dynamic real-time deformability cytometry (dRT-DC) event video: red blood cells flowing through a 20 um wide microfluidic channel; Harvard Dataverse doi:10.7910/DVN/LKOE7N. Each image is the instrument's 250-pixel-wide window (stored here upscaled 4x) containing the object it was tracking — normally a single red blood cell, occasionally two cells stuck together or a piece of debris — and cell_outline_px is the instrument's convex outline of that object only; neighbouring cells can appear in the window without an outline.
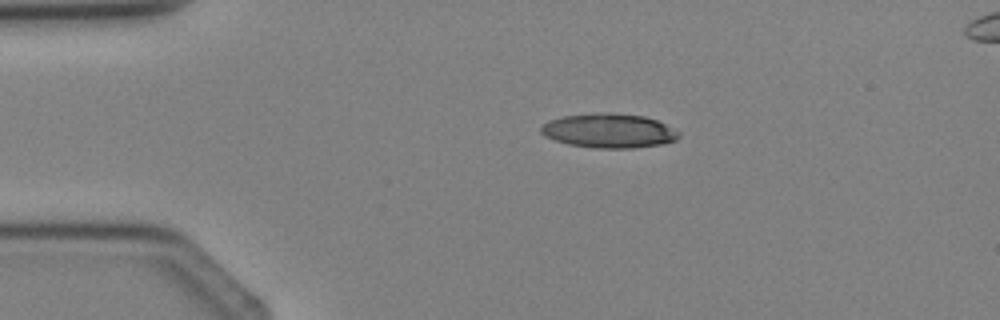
{"species": "Egyptian fruit bat (a non-hibernating species)", "species_latin": "Rousettus aegyptiacus", "temperature_condition": "cold", "stored_images_in_passage": 3, "camera_frame_rate_fps": 3000, "um_per_image_px": 0.085, "animal": {"sex": "female"}, "frame": {"image": 1, "passage_image": 2, "time_ms": 1.333, "image_size_px": [1000, 320], "cell_outline_px": [[680, 136], [676, 140], [664, 144], [632, 148], [592, 148], [568, 144], [544, 136], [540, 132], [540, 128], [548, 120], [564, 116], [604, 112], [612, 112], [644, 116], [656, 120], [680, 132]], "centroid_in_image_um": [51.76, 11.11], "position_along_channel_um": 33.2, "area_um2": 27.63}}